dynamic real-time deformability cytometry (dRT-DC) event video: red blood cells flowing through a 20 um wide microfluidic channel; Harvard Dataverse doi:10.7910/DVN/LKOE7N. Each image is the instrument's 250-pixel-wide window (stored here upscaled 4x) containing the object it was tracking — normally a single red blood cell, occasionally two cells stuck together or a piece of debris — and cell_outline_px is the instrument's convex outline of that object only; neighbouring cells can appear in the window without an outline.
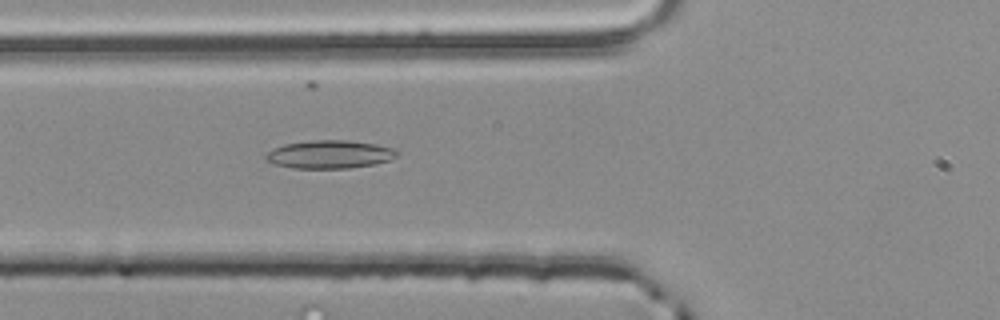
{"species": "common noctule bat (a hibernating species)", "species_latin": "Nyctalus noctula", "temperature_condition": "room temperature", "stored_images_in_passage": 44, "camera_frame_rate_fps": 3000, "um_per_image_px": 0.085, "animal": {"sex": "male", "body_mass_g": 20.4}, "frame": {"image": 1, "passage_image": 10, "time_ms": 3.0, "image_size_px": [1000, 320], "cell_outline_px": [[396, 156], [388, 160], [376, 164], [348, 168], [292, 168], [272, 164], [264, 156], [272, 148], [284, 144], [312, 140], [348, 140], [376, 144], [392, 148], [396, 152]], "centroid_in_image_um": [27.97, 13.12], "position_along_channel_um": 97.8, "area_um2": 21.44}}
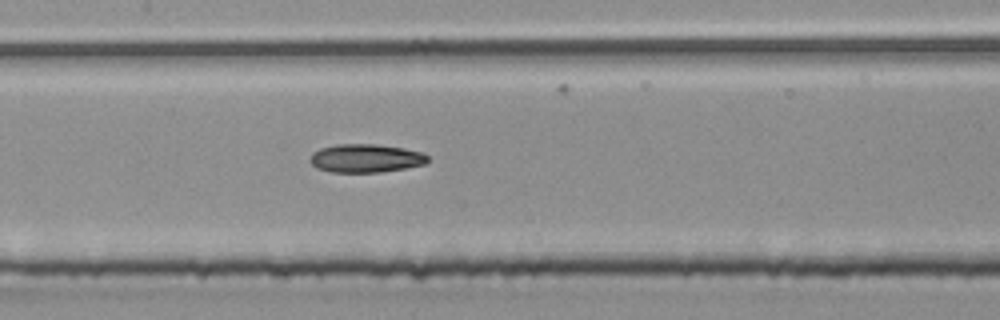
{"frame": {"image": 2, "passage_image": 16, "time_ms": 5.0, "image_size_px": [1000, 320], "cell_outline_px": [[428, 160], [424, 164], [404, 168], [380, 172], [332, 172], [316, 168], [312, 164], [312, 152], [320, 148], [336, 144], [376, 144], [404, 148], [420, 152], [428, 156]], "centroid_in_image_um": [31.07, 13.44], "position_along_channel_um": 176.3, "area_um2": 19.31}}
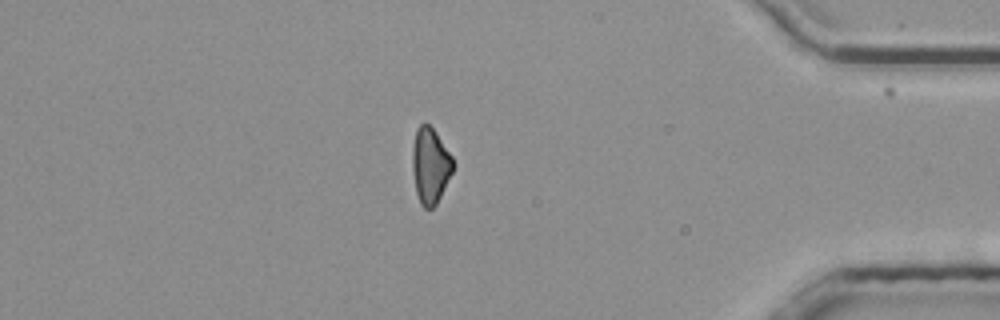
{"frame": {"image": 3, "passage_image": 36, "time_ms": 11.667, "image_size_px": [1000, 320], "cell_outline_px": [[456, 164], [436, 204], [432, 208], [424, 208], [420, 204], [416, 192], [412, 168], [412, 148], [416, 128], [424, 120], [432, 128], [452, 156]], "centroid_in_image_um": [36.56, 14.05], "position_along_channel_um": 398.6, "area_um2": 17.98}, "authors_computed_cell_mechanics": {"area_um2": 18.9584, "velocity_mm_per_s": 3.8913, "shape_relaxation_time_tau1_ms": null, "shape_relaxation_time_tau2_ms": 10.9299, "deformation_change_tau1": null, "deformation_change_tau2": 0.2162}}